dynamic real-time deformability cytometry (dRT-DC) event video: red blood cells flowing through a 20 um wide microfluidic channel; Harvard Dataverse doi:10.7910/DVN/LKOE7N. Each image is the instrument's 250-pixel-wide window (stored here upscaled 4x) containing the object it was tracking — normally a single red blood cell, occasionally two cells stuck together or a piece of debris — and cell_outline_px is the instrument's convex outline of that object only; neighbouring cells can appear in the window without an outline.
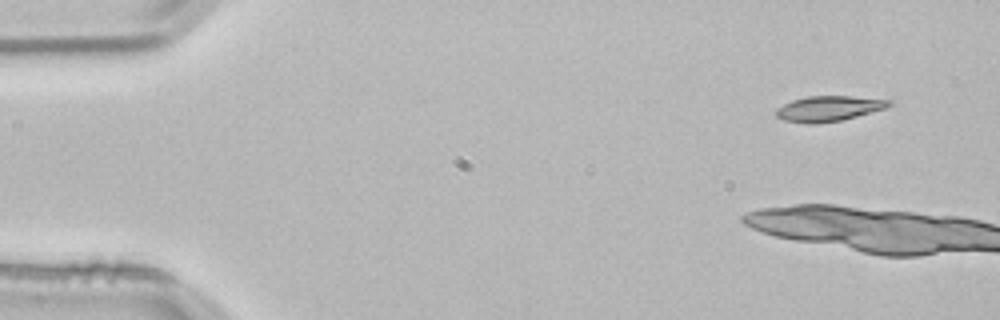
{"species": "common noctule bat (a hibernating species)", "species_latin": "Nyctalus noctula", "temperature_condition": "room temperature", "stored_images_in_passage": 3, "camera_frame_rate_fps": 3000, "um_per_image_px": 0.085, "animal": {"sex": "male", "body_mass_g": 21.5, "forearm_length_mm": 52.0}, "frame": {"image": 1, "passage_image": 1, "time_ms": 0.0, "image_size_px": [1000, 320], "cell_outline_px": [[892, 104], [888, 108], [840, 120], [816, 124], [808, 124], [784, 120], [776, 116], [776, 108], [792, 100], [808, 96], [852, 96], [892, 100]], "centroid_in_image_um": [70.45, 9.22], "position_along_channel_um": 14.5, "area_um2": 16.7}}